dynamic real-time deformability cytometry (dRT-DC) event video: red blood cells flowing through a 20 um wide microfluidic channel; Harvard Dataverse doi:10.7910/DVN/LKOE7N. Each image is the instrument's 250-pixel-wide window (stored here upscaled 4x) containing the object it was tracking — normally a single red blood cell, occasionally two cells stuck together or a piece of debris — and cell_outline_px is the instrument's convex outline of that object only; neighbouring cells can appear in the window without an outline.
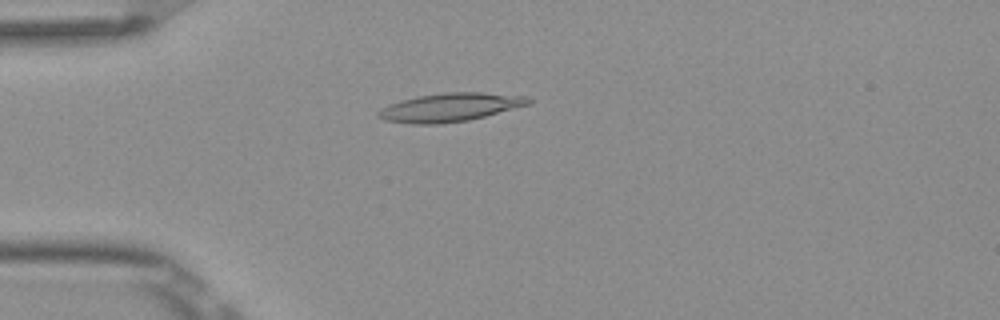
{"species": "Egyptian fruit bat (a non-hibernating species)", "species_latin": "Rousettus aegyptiacus", "temperature_condition": "room temperature", "stored_images_in_passage": 5, "camera_frame_rate_fps": 3000, "um_per_image_px": 0.085, "frame": {"image": 1, "passage_image": 5, "time_ms": 1.333, "image_size_px": [1000, 320], "cell_outline_px": [[532, 100], [528, 104], [484, 116], [468, 120], [440, 124], [412, 124], [384, 120], [376, 116], [376, 112], [380, 108], [388, 104], [400, 100], [420, 96], [444, 92], [484, 92], [528, 96]], "centroid_in_image_um": [38.2, 9.12], "position_along_channel_um": 46.8, "area_um2": 24.91}}